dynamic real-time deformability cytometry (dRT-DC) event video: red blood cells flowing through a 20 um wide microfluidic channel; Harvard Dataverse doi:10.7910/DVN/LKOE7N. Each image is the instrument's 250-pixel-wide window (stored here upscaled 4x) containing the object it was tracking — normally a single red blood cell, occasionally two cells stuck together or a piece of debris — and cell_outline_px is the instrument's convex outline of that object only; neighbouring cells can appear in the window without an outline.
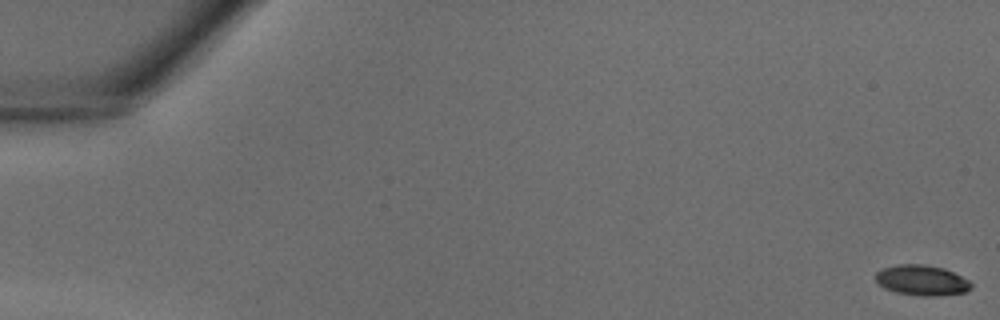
{"species": "common noctule bat (a hibernating species)", "species_latin": "Nyctalus noctula", "temperature_condition": "warm", "stored_images_in_passage": 38, "camera_frame_rate_fps": 3000, "um_per_image_px": 0.085, "animal": {"sex": "male", "body_mass_g": 18.8}, "frame": {"image": 1, "passage_image": 1, "time_ms": 0.0, "image_size_px": [1000, 320], "cell_outline_px": [[972, 288], [964, 292], [940, 296], [924, 296], [896, 292], [884, 288], [876, 280], [876, 272], [884, 268], [896, 264], [924, 264], [944, 268], [968, 280], [972, 284]], "centroid_in_image_um": [78.36, 23.82], "position_along_channel_um": 6.6, "area_um2": 16.82}}
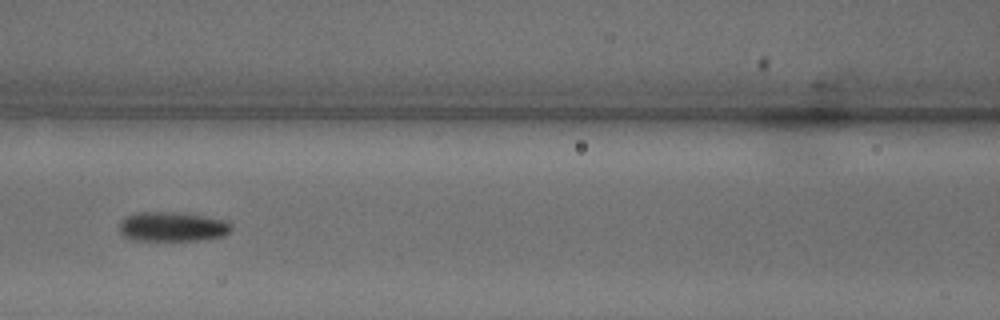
{"frame": {"image": 2, "passage_image": 19, "time_ms": 6.0, "image_size_px": [1000, 320], "cell_outline_px": [[232, 228], [224, 236], [208, 240], [136, 240], [124, 236], [120, 232], [120, 220], [124, 216], [136, 212], [176, 212], [204, 216], [224, 220], [232, 224]], "centroid_in_image_um": [14.65, 19.26], "position_along_channel_um": 151.9, "area_um2": 19.42}}
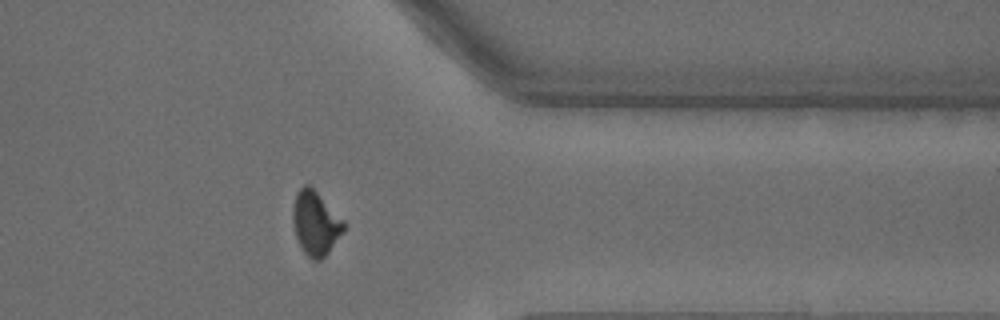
{"frame": {"image": 3, "passage_image": 33, "time_ms": 10.667, "image_size_px": [1000, 320], "cell_outline_px": [[344, 232], [328, 252], [320, 260], [312, 260], [304, 252], [296, 236], [292, 220], [292, 212], [296, 196], [300, 188], [304, 184], [308, 184], [344, 220]], "centroid_in_image_um": [26.82, 18.99], "position_along_channel_um": 384.6, "area_um2": 18.61}}